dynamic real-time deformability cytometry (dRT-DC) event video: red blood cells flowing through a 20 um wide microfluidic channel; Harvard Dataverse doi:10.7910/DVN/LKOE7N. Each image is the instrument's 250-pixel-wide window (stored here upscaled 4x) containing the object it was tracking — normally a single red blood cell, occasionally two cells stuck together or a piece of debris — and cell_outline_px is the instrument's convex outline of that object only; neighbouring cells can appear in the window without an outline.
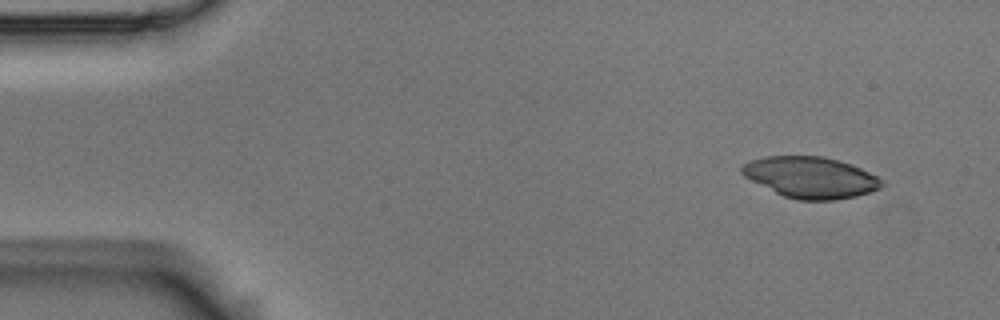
{"species": "Egyptian fruit bat (a non-hibernating species)", "species_latin": "Rousettus aegyptiacus", "temperature_condition": "room temperature", "stored_images_in_passage": 3, "camera_frame_rate_fps": 3000, "um_per_image_px": 0.085, "animal": {"sex": "male"}, "frame": {"image": 1, "passage_image": 1, "time_ms": 0.0, "image_size_px": [1000, 320], "cell_outline_px": [[884, 184], [880, 188], [856, 196], [832, 200], [796, 200], [784, 196], [744, 176], [740, 172], [740, 168], [744, 164], [752, 160], [764, 156], [824, 156], [852, 164], [876, 176]], "centroid_in_image_um": [68.9, 15.07], "position_along_channel_um": 16.1, "area_um2": 33.23}}